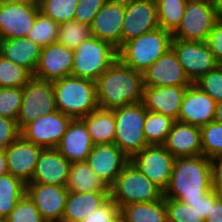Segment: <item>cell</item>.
<instances>
[{
  "mask_svg": "<svg viewBox=\"0 0 222 222\" xmlns=\"http://www.w3.org/2000/svg\"><path fill=\"white\" fill-rule=\"evenodd\" d=\"M212 189L210 158L203 155L175 157L170 182L163 197L182 203H197Z\"/></svg>",
  "mask_w": 222,
  "mask_h": 222,
  "instance_id": "6da1fadb",
  "label": "cell"
},
{
  "mask_svg": "<svg viewBox=\"0 0 222 222\" xmlns=\"http://www.w3.org/2000/svg\"><path fill=\"white\" fill-rule=\"evenodd\" d=\"M95 82L101 109L113 110L142 102L143 74L125 65L118 57Z\"/></svg>",
  "mask_w": 222,
  "mask_h": 222,
  "instance_id": "7a4b0ae2",
  "label": "cell"
},
{
  "mask_svg": "<svg viewBox=\"0 0 222 222\" xmlns=\"http://www.w3.org/2000/svg\"><path fill=\"white\" fill-rule=\"evenodd\" d=\"M52 83L56 109L72 119L83 118L99 108L95 81L70 75Z\"/></svg>",
  "mask_w": 222,
  "mask_h": 222,
  "instance_id": "3957f363",
  "label": "cell"
},
{
  "mask_svg": "<svg viewBox=\"0 0 222 222\" xmlns=\"http://www.w3.org/2000/svg\"><path fill=\"white\" fill-rule=\"evenodd\" d=\"M172 33L158 27L125 42L117 57L133 70L144 73L159 57L171 48Z\"/></svg>",
  "mask_w": 222,
  "mask_h": 222,
  "instance_id": "277c9868",
  "label": "cell"
},
{
  "mask_svg": "<svg viewBox=\"0 0 222 222\" xmlns=\"http://www.w3.org/2000/svg\"><path fill=\"white\" fill-rule=\"evenodd\" d=\"M146 112L147 109L141 102L113 109L114 143L129 159L148 146L143 131Z\"/></svg>",
  "mask_w": 222,
  "mask_h": 222,
  "instance_id": "5b68a950",
  "label": "cell"
},
{
  "mask_svg": "<svg viewBox=\"0 0 222 222\" xmlns=\"http://www.w3.org/2000/svg\"><path fill=\"white\" fill-rule=\"evenodd\" d=\"M109 194L120 209L132 203L159 200L163 191L129 161L109 188Z\"/></svg>",
  "mask_w": 222,
  "mask_h": 222,
  "instance_id": "8992f818",
  "label": "cell"
},
{
  "mask_svg": "<svg viewBox=\"0 0 222 222\" xmlns=\"http://www.w3.org/2000/svg\"><path fill=\"white\" fill-rule=\"evenodd\" d=\"M221 15L222 8L212 0H187L181 23L172 33V39L207 42Z\"/></svg>",
  "mask_w": 222,
  "mask_h": 222,
  "instance_id": "52a82bcc",
  "label": "cell"
},
{
  "mask_svg": "<svg viewBox=\"0 0 222 222\" xmlns=\"http://www.w3.org/2000/svg\"><path fill=\"white\" fill-rule=\"evenodd\" d=\"M116 58L115 47L107 41L90 36L74 50L71 75L96 81Z\"/></svg>",
  "mask_w": 222,
  "mask_h": 222,
  "instance_id": "ba28073f",
  "label": "cell"
},
{
  "mask_svg": "<svg viewBox=\"0 0 222 222\" xmlns=\"http://www.w3.org/2000/svg\"><path fill=\"white\" fill-rule=\"evenodd\" d=\"M53 83L32 78L23 87L22 105L17 117L21 130L42 115L56 111Z\"/></svg>",
  "mask_w": 222,
  "mask_h": 222,
  "instance_id": "9c48e42d",
  "label": "cell"
},
{
  "mask_svg": "<svg viewBox=\"0 0 222 222\" xmlns=\"http://www.w3.org/2000/svg\"><path fill=\"white\" fill-rule=\"evenodd\" d=\"M171 48L193 83L219 65L207 42L172 39Z\"/></svg>",
  "mask_w": 222,
  "mask_h": 222,
  "instance_id": "30bf717a",
  "label": "cell"
},
{
  "mask_svg": "<svg viewBox=\"0 0 222 222\" xmlns=\"http://www.w3.org/2000/svg\"><path fill=\"white\" fill-rule=\"evenodd\" d=\"M130 161L163 192L168 187L175 157L163 145H148Z\"/></svg>",
  "mask_w": 222,
  "mask_h": 222,
  "instance_id": "8fae6325",
  "label": "cell"
},
{
  "mask_svg": "<svg viewBox=\"0 0 222 222\" xmlns=\"http://www.w3.org/2000/svg\"><path fill=\"white\" fill-rule=\"evenodd\" d=\"M39 12L37 0L0 4L1 39L27 37Z\"/></svg>",
  "mask_w": 222,
  "mask_h": 222,
  "instance_id": "7c38bea8",
  "label": "cell"
},
{
  "mask_svg": "<svg viewBox=\"0 0 222 222\" xmlns=\"http://www.w3.org/2000/svg\"><path fill=\"white\" fill-rule=\"evenodd\" d=\"M72 118L56 110L25 125L21 136L42 148H56Z\"/></svg>",
  "mask_w": 222,
  "mask_h": 222,
  "instance_id": "4fadbf2b",
  "label": "cell"
},
{
  "mask_svg": "<svg viewBox=\"0 0 222 222\" xmlns=\"http://www.w3.org/2000/svg\"><path fill=\"white\" fill-rule=\"evenodd\" d=\"M159 27L155 0H125L122 45Z\"/></svg>",
  "mask_w": 222,
  "mask_h": 222,
  "instance_id": "5bb4252c",
  "label": "cell"
},
{
  "mask_svg": "<svg viewBox=\"0 0 222 222\" xmlns=\"http://www.w3.org/2000/svg\"><path fill=\"white\" fill-rule=\"evenodd\" d=\"M68 191L66 186L35 182L26 184V194L45 222H62Z\"/></svg>",
  "mask_w": 222,
  "mask_h": 222,
  "instance_id": "9a60e30c",
  "label": "cell"
},
{
  "mask_svg": "<svg viewBox=\"0 0 222 222\" xmlns=\"http://www.w3.org/2000/svg\"><path fill=\"white\" fill-rule=\"evenodd\" d=\"M125 0H108L90 25L91 36L109 42L117 50L122 46Z\"/></svg>",
  "mask_w": 222,
  "mask_h": 222,
  "instance_id": "2e32d148",
  "label": "cell"
},
{
  "mask_svg": "<svg viewBox=\"0 0 222 222\" xmlns=\"http://www.w3.org/2000/svg\"><path fill=\"white\" fill-rule=\"evenodd\" d=\"M73 63L74 50L54 42L42 47L33 77L48 82L60 80L71 75Z\"/></svg>",
  "mask_w": 222,
  "mask_h": 222,
  "instance_id": "e0dca14e",
  "label": "cell"
},
{
  "mask_svg": "<svg viewBox=\"0 0 222 222\" xmlns=\"http://www.w3.org/2000/svg\"><path fill=\"white\" fill-rule=\"evenodd\" d=\"M144 87L184 86L194 83L179 63L173 49L167 50L144 73Z\"/></svg>",
  "mask_w": 222,
  "mask_h": 222,
  "instance_id": "ac0fdd59",
  "label": "cell"
},
{
  "mask_svg": "<svg viewBox=\"0 0 222 222\" xmlns=\"http://www.w3.org/2000/svg\"><path fill=\"white\" fill-rule=\"evenodd\" d=\"M130 159L115 144L94 145L86 162L92 171L110 188Z\"/></svg>",
  "mask_w": 222,
  "mask_h": 222,
  "instance_id": "d6986e66",
  "label": "cell"
},
{
  "mask_svg": "<svg viewBox=\"0 0 222 222\" xmlns=\"http://www.w3.org/2000/svg\"><path fill=\"white\" fill-rule=\"evenodd\" d=\"M42 149L20 135L4 150L8 173L18 177L25 184L30 182Z\"/></svg>",
  "mask_w": 222,
  "mask_h": 222,
  "instance_id": "ffe728a7",
  "label": "cell"
},
{
  "mask_svg": "<svg viewBox=\"0 0 222 222\" xmlns=\"http://www.w3.org/2000/svg\"><path fill=\"white\" fill-rule=\"evenodd\" d=\"M216 105L214 99L193 84L186 89L178 121L201 128L214 121Z\"/></svg>",
  "mask_w": 222,
  "mask_h": 222,
  "instance_id": "44dd1931",
  "label": "cell"
},
{
  "mask_svg": "<svg viewBox=\"0 0 222 222\" xmlns=\"http://www.w3.org/2000/svg\"><path fill=\"white\" fill-rule=\"evenodd\" d=\"M187 88L184 86L144 87L141 103L147 111L157 112L178 121Z\"/></svg>",
  "mask_w": 222,
  "mask_h": 222,
  "instance_id": "7402d4cb",
  "label": "cell"
},
{
  "mask_svg": "<svg viewBox=\"0 0 222 222\" xmlns=\"http://www.w3.org/2000/svg\"><path fill=\"white\" fill-rule=\"evenodd\" d=\"M70 164L56 148H43L30 182L66 186Z\"/></svg>",
  "mask_w": 222,
  "mask_h": 222,
  "instance_id": "603a6c76",
  "label": "cell"
},
{
  "mask_svg": "<svg viewBox=\"0 0 222 222\" xmlns=\"http://www.w3.org/2000/svg\"><path fill=\"white\" fill-rule=\"evenodd\" d=\"M94 144L85 122L72 119L56 149L70 162L86 161Z\"/></svg>",
  "mask_w": 222,
  "mask_h": 222,
  "instance_id": "cb8c5ba5",
  "label": "cell"
},
{
  "mask_svg": "<svg viewBox=\"0 0 222 222\" xmlns=\"http://www.w3.org/2000/svg\"><path fill=\"white\" fill-rule=\"evenodd\" d=\"M163 146L174 157H196L202 155L200 127L174 121Z\"/></svg>",
  "mask_w": 222,
  "mask_h": 222,
  "instance_id": "d4e9b609",
  "label": "cell"
},
{
  "mask_svg": "<svg viewBox=\"0 0 222 222\" xmlns=\"http://www.w3.org/2000/svg\"><path fill=\"white\" fill-rule=\"evenodd\" d=\"M41 51L42 47L27 37L1 40L0 54L32 75L38 65Z\"/></svg>",
  "mask_w": 222,
  "mask_h": 222,
  "instance_id": "484cf974",
  "label": "cell"
},
{
  "mask_svg": "<svg viewBox=\"0 0 222 222\" xmlns=\"http://www.w3.org/2000/svg\"><path fill=\"white\" fill-rule=\"evenodd\" d=\"M110 197L109 191H68L62 222H80Z\"/></svg>",
  "mask_w": 222,
  "mask_h": 222,
  "instance_id": "4316f807",
  "label": "cell"
},
{
  "mask_svg": "<svg viewBox=\"0 0 222 222\" xmlns=\"http://www.w3.org/2000/svg\"><path fill=\"white\" fill-rule=\"evenodd\" d=\"M94 145L112 144L115 137V116L113 110L98 108L81 118Z\"/></svg>",
  "mask_w": 222,
  "mask_h": 222,
  "instance_id": "83f0119b",
  "label": "cell"
},
{
  "mask_svg": "<svg viewBox=\"0 0 222 222\" xmlns=\"http://www.w3.org/2000/svg\"><path fill=\"white\" fill-rule=\"evenodd\" d=\"M120 217L124 222H167L165 198L125 205L120 208Z\"/></svg>",
  "mask_w": 222,
  "mask_h": 222,
  "instance_id": "f1b7e54d",
  "label": "cell"
},
{
  "mask_svg": "<svg viewBox=\"0 0 222 222\" xmlns=\"http://www.w3.org/2000/svg\"><path fill=\"white\" fill-rule=\"evenodd\" d=\"M66 188L75 193L109 191L106 184L92 171L86 161L70 164Z\"/></svg>",
  "mask_w": 222,
  "mask_h": 222,
  "instance_id": "f546056e",
  "label": "cell"
},
{
  "mask_svg": "<svg viewBox=\"0 0 222 222\" xmlns=\"http://www.w3.org/2000/svg\"><path fill=\"white\" fill-rule=\"evenodd\" d=\"M26 184L9 173L0 176V218H6L25 195Z\"/></svg>",
  "mask_w": 222,
  "mask_h": 222,
  "instance_id": "4dcf8cb0",
  "label": "cell"
},
{
  "mask_svg": "<svg viewBox=\"0 0 222 222\" xmlns=\"http://www.w3.org/2000/svg\"><path fill=\"white\" fill-rule=\"evenodd\" d=\"M173 123V119L163 114L147 111L143 128L147 144L163 145Z\"/></svg>",
  "mask_w": 222,
  "mask_h": 222,
  "instance_id": "1f68e13d",
  "label": "cell"
},
{
  "mask_svg": "<svg viewBox=\"0 0 222 222\" xmlns=\"http://www.w3.org/2000/svg\"><path fill=\"white\" fill-rule=\"evenodd\" d=\"M159 27L173 33L180 25L187 0H155Z\"/></svg>",
  "mask_w": 222,
  "mask_h": 222,
  "instance_id": "d6a6232c",
  "label": "cell"
},
{
  "mask_svg": "<svg viewBox=\"0 0 222 222\" xmlns=\"http://www.w3.org/2000/svg\"><path fill=\"white\" fill-rule=\"evenodd\" d=\"M60 25L42 12L37 14L33 27L29 31L27 38L41 47L57 42Z\"/></svg>",
  "mask_w": 222,
  "mask_h": 222,
  "instance_id": "836d02e7",
  "label": "cell"
},
{
  "mask_svg": "<svg viewBox=\"0 0 222 222\" xmlns=\"http://www.w3.org/2000/svg\"><path fill=\"white\" fill-rule=\"evenodd\" d=\"M33 75L0 54V88H23Z\"/></svg>",
  "mask_w": 222,
  "mask_h": 222,
  "instance_id": "e575fe53",
  "label": "cell"
},
{
  "mask_svg": "<svg viewBox=\"0 0 222 222\" xmlns=\"http://www.w3.org/2000/svg\"><path fill=\"white\" fill-rule=\"evenodd\" d=\"M40 12L59 25L74 20L78 0H37Z\"/></svg>",
  "mask_w": 222,
  "mask_h": 222,
  "instance_id": "d590c367",
  "label": "cell"
},
{
  "mask_svg": "<svg viewBox=\"0 0 222 222\" xmlns=\"http://www.w3.org/2000/svg\"><path fill=\"white\" fill-rule=\"evenodd\" d=\"M90 36V26L71 20L60 24L57 42L69 49L75 50Z\"/></svg>",
  "mask_w": 222,
  "mask_h": 222,
  "instance_id": "8d00e7d4",
  "label": "cell"
},
{
  "mask_svg": "<svg viewBox=\"0 0 222 222\" xmlns=\"http://www.w3.org/2000/svg\"><path fill=\"white\" fill-rule=\"evenodd\" d=\"M201 142L202 155L207 158H213L222 154V124L212 121L202 126Z\"/></svg>",
  "mask_w": 222,
  "mask_h": 222,
  "instance_id": "74e56055",
  "label": "cell"
},
{
  "mask_svg": "<svg viewBox=\"0 0 222 222\" xmlns=\"http://www.w3.org/2000/svg\"><path fill=\"white\" fill-rule=\"evenodd\" d=\"M22 96L23 88H0V116L17 120Z\"/></svg>",
  "mask_w": 222,
  "mask_h": 222,
  "instance_id": "f35d334b",
  "label": "cell"
},
{
  "mask_svg": "<svg viewBox=\"0 0 222 222\" xmlns=\"http://www.w3.org/2000/svg\"><path fill=\"white\" fill-rule=\"evenodd\" d=\"M167 222H204L201 215L192 207L175 199L165 198Z\"/></svg>",
  "mask_w": 222,
  "mask_h": 222,
  "instance_id": "ab89813d",
  "label": "cell"
},
{
  "mask_svg": "<svg viewBox=\"0 0 222 222\" xmlns=\"http://www.w3.org/2000/svg\"><path fill=\"white\" fill-rule=\"evenodd\" d=\"M7 222H45L33 201L25 195L6 217Z\"/></svg>",
  "mask_w": 222,
  "mask_h": 222,
  "instance_id": "60d3db41",
  "label": "cell"
},
{
  "mask_svg": "<svg viewBox=\"0 0 222 222\" xmlns=\"http://www.w3.org/2000/svg\"><path fill=\"white\" fill-rule=\"evenodd\" d=\"M194 84L217 103L222 102V65L201 76Z\"/></svg>",
  "mask_w": 222,
  "mask_h": 222,
  "instance_id": "b9f144b4",
  "label": "cell"
},
{
  "mask_svg": "<svg viewBox=\"0 0 222 222\" xmlns=\"http://www.w3.org/2000/svg\"><path fill=\"white\" fill-rule=\"evenodd\" d=\"M108 0H78L74 20L91 25L93 18Z\"/></svg>",
  "mask_w": 222,
  "mask_h": 222,
  "instance_id": "7bdbcfd3",
  "label": "cell"
},
{
  "mask_svg": "<svg viewBox=\"0 0 222 222\" xmlns=\"http://www.w3.org/2000/svg\"><path fill=\"white\" fill-rule=\"evenodd\" d=\"M119 217L120 209L109 197L102 205L80 222H115Z\"/></svg>",
  "mask_w": 222,
  "mask_h": 222,
  "instance_id": "ee69618b",
  "label": "cell"
},
{
  "mask_svg": "<svg viewBox=\"0 0 222 222\" xmlns=\"http://www.w3.org/2000/svg\"><path fill=\"white\" fill-rule=\"evenodd\" d=\"M20 135L16 119L0 116V151H4Z\"/></svg>",
  "mask_w": 222,
  "mask_h": 222,
  "instance_id": "f6af8a7d",
  "label": "cell"
},
{
  "mask_svg": "<svg viewBox=\"0 0 222 222\" xmlns=\"http://www.w3.org/2000/svg\"><path fill=\"white\" fill-rule=\"evenodd\" d=\"M210 50L219 65H222V15L215 22L207 40Z\"/></svg>",
  "mask_w": 222,
  "mask_h": 222,
  "instance_id": "bcb514c9",
  "label": "cell"
},
{
  "mask_svg": "<svg viewBox=\"0 0 222 222\" xmlns=\"http://www.w3.org/2000/svg\"><path fill=\"white\" fill-rule=\"evenodd\" d=\"M218 197H219V192L213 188L197 203H184V204L194 208L205 220L206 216L209 214L210 203H214Z\"/></svg>",
  "mask_w": 222,
  "mask_h": 222,
  "instance_id": "7dc6e473",
  "label": "cell"
},
{
  "mask_svg": "<svg viewBox=\"0 0 222 222\" xmlns=\"http://www.w3.org/2000/svg\"><path fill=\"white\" fill-rule=\"evenodd\" d=\"M212 165V184L217 191L222 188V154L210 159Z\"/></svg>",
  "mask_w": 222,
  "mask_h": 222,
  "instance_id": "c3c4849f",
  "label": "cell"
},
{
  "mask_svg": "<svg viewBox=\"0 0 222 222\" xmlns=\"http://www.w3.org/2000/svg\"><path fill=\"white\" fill-rule=\"evenodd\" d=\"M204 222H222V199L220 196L214 203H210L209 214L206 216Z\"/></svg>",
  "mask_w": 222,
  "mask_h": 222,
  "instance_id": "681fc988",
  "label": "cell"
},
{
  "mask_svg": "<svg viewBox=\"0 0 222 222\" xmlns=\"http://www.w3.org/2000/svg\"><path fill=\"white\" fill-rule=\"evenodd\" d=\"M8 173L5 151H0V176Z\"/></svg>",
  "mask_w": 222,
  "mask_h": 222,
  "instance_id": "f907efd6",
  "label": "cell"
},
{
  "mask_svg": "<svg viewBox=\"0 0 222 222\" xmlns=\"http://www.w3.org/2000/svg\"><path fill=\"white\" fill-rule=\"evenodd\" d=\"M214 121L222 124V102H218L216 105Z\"/></svg>",
  "mask_w": 222,
  "mask_h": 222,
  "instance_id": "816d5d0a",
  "label": "cell"
},
{
  "mask_svg": "<svg viewBox=\"0 0 222 222\" xmlns=\"http://www.w3.org/2000/svg\"><path fill=\"white\" fill-rule=\"evenodd\" d=\"M27 0H0V4H6V3H22Z\"/></svg>",
  "mask_w": 222,
  "mask_h": 222,
  "instance_id": "f5cc1de1",
  "label": "cell"
},
{
  "mask_svg": "<svg viewBox=\"0 0 222 222\" xmlns=\"http://www.w3.org/2000/svg\"><path fill=\"white\" fill-rule=\"evenodd\" d=\"M212 1L222 8V0H212Z\"/></svg>",
  "mask_w": 222,
  "mask_h": 222,
  "instance_id": "db71d44e",
  "label": "cell"
},
{
  "mask_svg": "<svg viewBox=\"0 0 222 222\" xmlns=\"http://www.w3.org/2000/svg\"><path fill=\"white\" fill-rule=\"evenodd\" d=\"M218 192H219L220 198L222 199V188H220V189L218 190Z\"/></svg>",
  "mask_w": 222,
  "mask_h": 222,
  "instance_id": "11a10c76",
  "label": "cell"
},
{
  "mask_svg": "<svg viewBox=\"0 0 222 222\" xmlns=\"http://www.w3.org/2000/svg\"><path fill=\"white\" fill-rule=\"evenodd\" d=\"M115 222H124L121 217H119Z\"/></svg>",
  "mask_w": 222,
  "mask_h": 222,
  "instance_id": "9f6ffc18",
  "label": "cell"
},
{
  "mask_svg": "<svg viewBox=\"0 0 222 222\" xmlns=\"http://www.w3.org/2000/svg\"><path fill=\"white\" fill-rule=\"evenodd\" d=\"M0 222H7L6 218H0Z\"/></svg>",
  "mask_w": 222,
  "mask_h": 222,
  "instance_id": "6f0895ef",
  "label": "cell"
}]
</instances>
